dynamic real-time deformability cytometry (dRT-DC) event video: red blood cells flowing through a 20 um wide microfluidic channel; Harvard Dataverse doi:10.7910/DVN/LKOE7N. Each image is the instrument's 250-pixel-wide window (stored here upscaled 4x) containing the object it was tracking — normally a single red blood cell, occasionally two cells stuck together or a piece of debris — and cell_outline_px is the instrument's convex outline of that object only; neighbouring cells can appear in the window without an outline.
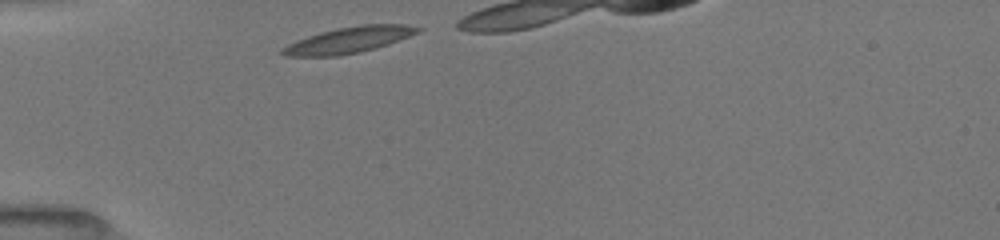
{"species": "common noctule bat (a hibernating species)", "species_latin": "Nyctalus noctula", "temperature_condition": "room temperature", "stored_images_in_passage": 12, "camera_frame_rate_fps": 3000, "um_per_image_px": 0.085, "animal": {"sex": "female", "body_mass_g": 19.5, "forearm_length_mm": 54.1}, "frame": {"image": 1, "passage_image": 1, "time_ms": 0.0, "image_size_px": [1000, 240], "cell_outline_px": [[424, 28], [420, 32], [388, 44], [360, 52], [336, 56], [284, 56], [280, 52], [280, 48], [296, 40], [320, 32], [360, 24], [404, 24]], "centroid_in_image_um": [29.65, 3.39], "position_along_channel_um": 55.4, "area_um2": 20.52}}
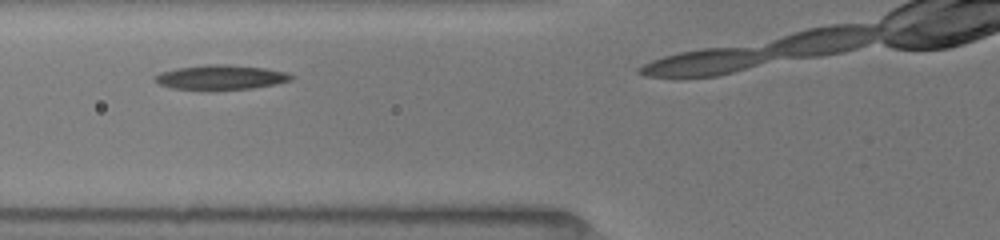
{"frame": {"image": 2, "passage_image": 6, "time_ms": 1.667, "image_size_px": [1000, 240], "cell_outline_px": [[296, 76], [292, 80], [276, 84], [252, 88], [172, 88], [160, 84], [152, 80], [160, 72], [176, 68], [204, 64], [228, 64], [264, 68], [288, 72]], "centroid_in_image_um": [18.82, 6.53], "position_along_channel_um": 107.0, "area_um2": 19.19}}
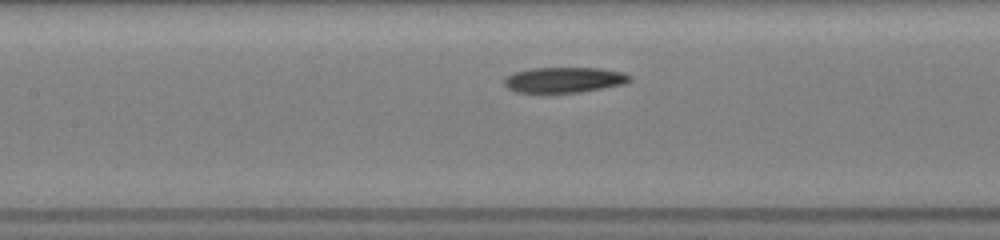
{"frame": {"image": 3, "passage_image": 10, "time_ms": 3.0, "image_size_px": [1000, 240], "cell_outline_px": [[632, 80], [624, 84], [580, 92], [516, 92], [508, 88], [504, 84], [504, 76], [512, 72], [532, 68], [600, 68], [624, 72], [632, 76]], "centroid_in_image_um": [47.95, 6.77], "position_along_channel_um": 159.4, "area_um2": 18.73}}